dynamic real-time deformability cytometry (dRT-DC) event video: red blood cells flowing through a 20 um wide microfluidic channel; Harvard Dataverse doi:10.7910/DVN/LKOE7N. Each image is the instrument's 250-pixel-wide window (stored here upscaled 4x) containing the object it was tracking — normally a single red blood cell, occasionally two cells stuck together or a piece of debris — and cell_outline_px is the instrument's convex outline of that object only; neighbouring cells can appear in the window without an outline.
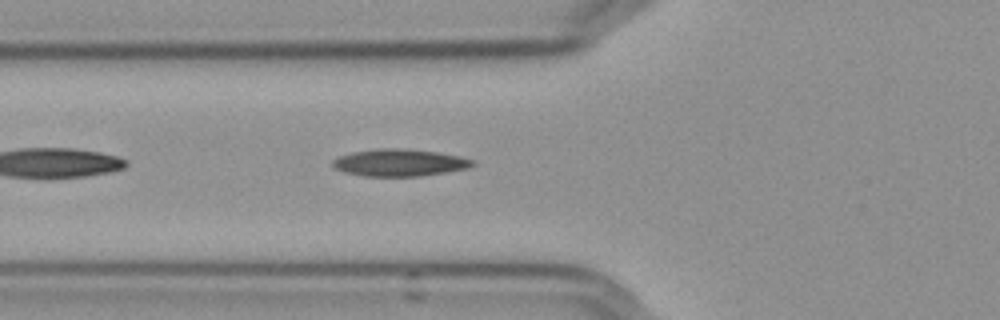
{"species": "Egyptian fruit bat (a non-hibernating species)", "species_latin": "Rousettus aegyptiacus", "temperature_condition": "cold", "stored_images_in_passage": 26, "camera_frame_rate_fps": 3000, "um_per_image_px": 0.085, "frame": {"image": 1, "passage_image": 5, "time_ms": 1.333, "image_size_px": [1000, 320], "cell_outline_px": [[476, 164], [468, 168], [420, 176], [364, 176], [344, 172], [332, 168], [332, 160], [340, 156], [352, 152], [380, 148], [404, 148], [436, 152], [460, 156], [476, 160]], "centroid_in_image_um": [33.96, 13.82], "position_along_channel_um": 91.8, "area_um2": 22.2}}